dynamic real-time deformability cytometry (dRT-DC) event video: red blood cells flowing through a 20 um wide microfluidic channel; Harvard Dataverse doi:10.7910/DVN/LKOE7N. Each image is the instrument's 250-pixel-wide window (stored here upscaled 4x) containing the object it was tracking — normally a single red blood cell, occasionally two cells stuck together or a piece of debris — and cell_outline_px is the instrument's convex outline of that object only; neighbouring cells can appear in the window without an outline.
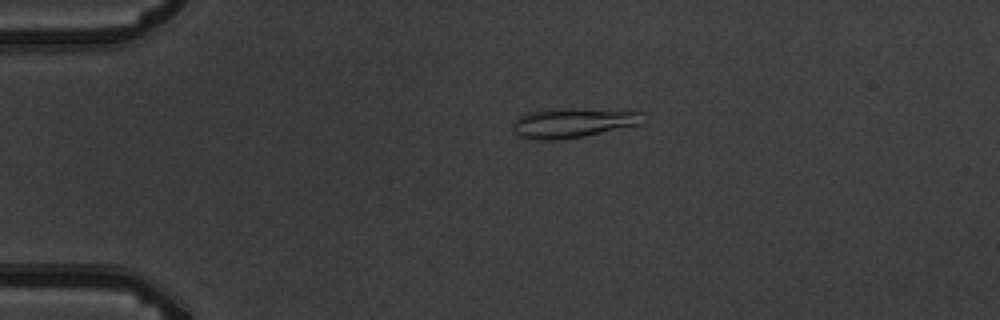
{"species": "common noctule bat (a hibernating species)", "species_latin": "Nyctalus noctula", "temperature_condition": "warm", "stored_images_in_passage": 4, "camera_frame_rate_fps": 3000, "um_per_image_px": 0.085, "animal": {"sex": "male", "body_mass_g": 19.5, "forearm_length_mm": 54.6}, "frame": {"image": 1, "passage_image": 3, "time_ms": 3.333, "image_size_px": [1000, 320], "cell_outline_px": [[644, 124], [584, 136], [556, 140], [528, 140], [516, 136], [512, 132], [512, 124], [520, 116], [528, 112], [548, 108], [636, 108], [640, 112]], "centroid_in_image_um": [48.75, 10.41], "position_along_channel_um": 36.3, "area_um2": 23.76}}